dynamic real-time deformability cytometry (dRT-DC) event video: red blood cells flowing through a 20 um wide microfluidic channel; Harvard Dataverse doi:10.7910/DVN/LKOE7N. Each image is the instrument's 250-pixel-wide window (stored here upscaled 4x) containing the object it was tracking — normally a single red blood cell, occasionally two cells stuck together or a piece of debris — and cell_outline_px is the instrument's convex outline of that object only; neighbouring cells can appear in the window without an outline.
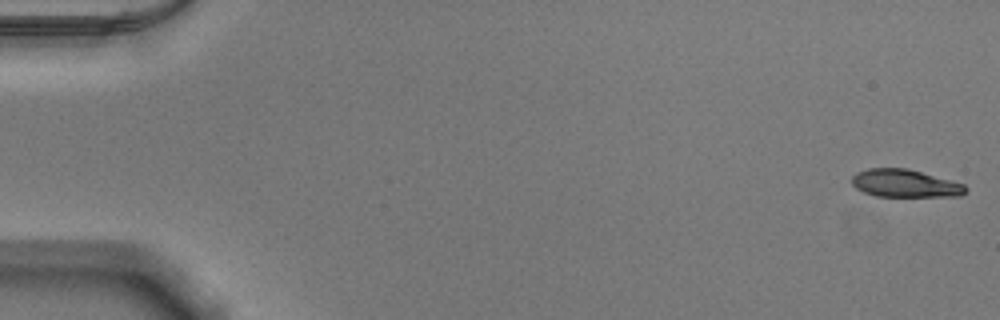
{"species": "Egyptian fruit bat (a non-hibernating species)", "species_latin": "Rousettus aegyptiacus", "temperature_condition": "warm", "stored_images_in_passage": 53, "camera_frame_rate_fps": 3000, "um_per_image_px": 0.085, "animal": {"sex": "male"}, "frame": {"image": 1, "passage_image": 1, "time_ms": 0.0, "image_size_px": [1000, 320], "cell_outline_px": [[968, 188], [960, 196], [876, 196], [864, 192], [856, 188], [852, 184], [852, 176], [856, 172], [868, 168], [904, 168], [920, 172], [964, 184]], "centroid_in_image_um": [76.88, 15.59], "position_along_channel_um": 8.1, "area_um2": 18.15}}
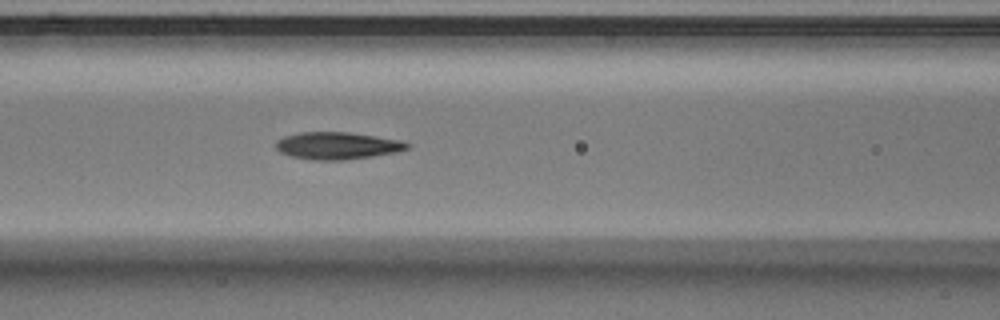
{"frame": {"image": 2, "passage_image": 23, "time_ms": 7.333, "image_size_px": [1000, 320], "cell_outline_px": [[412, 144], [408, 148], [396, 152], [372, 156], [340, 160], [312, 160], [292, 156], [280, 152], [276, 148], [276, 140], [284, 136], [300, 132], [348, 132], [400, 140]], "centroid_in_image_um": [28.65, 12.38], "position_along_channel_um": 137.9, "area_um2": 20.69}}
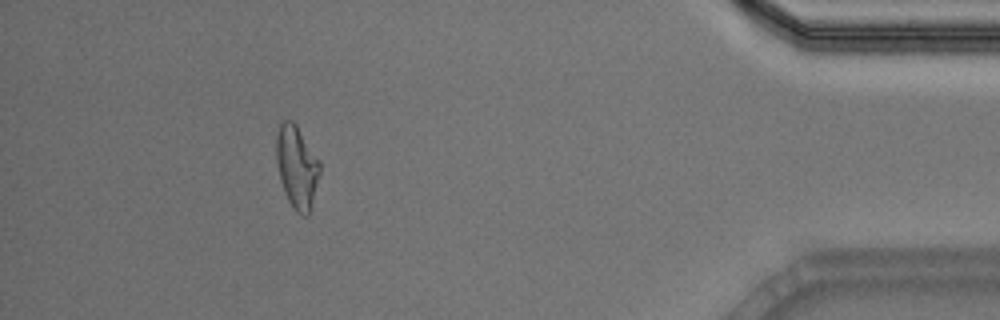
{"frame": {"image": 3, "passage_image": 48, "time_ms": 15.667, "image_size_px": [1000, 320], "cell_outline_px": [[320, 172], [312, 208], [308, 216], [304, 216], [296, 212], [292, 208], [284, 192], [280, 180], [276, 160], [276, 132], [280, 124], [284, 120], [292, 120], [296, 124], [320, 160]], "centroid_in_image_um": [25.24, 14.21], "position_along_channel_um": 410.0, "area_um2": 21.33}, "authors_computed_cell_mechanics": {"area_um2": 20.519, "velocity_mm_per_s": 3.8717, "shape_relaxation_time_tau1_ms": 5.9205, "shape_relaxation_time_tau2_ms": 2.6255, "deformation_change_tau1": 0.1726, "deformation_change_tau2": 0.1094}}